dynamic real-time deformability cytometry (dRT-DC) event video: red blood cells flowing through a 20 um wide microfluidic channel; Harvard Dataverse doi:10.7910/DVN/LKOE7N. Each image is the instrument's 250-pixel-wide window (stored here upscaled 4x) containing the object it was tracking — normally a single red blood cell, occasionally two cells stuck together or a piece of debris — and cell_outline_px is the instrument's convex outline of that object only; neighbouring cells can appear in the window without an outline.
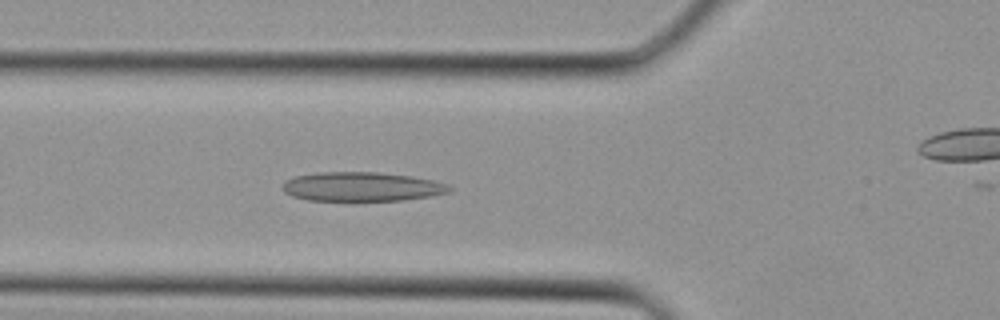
{"species": "Egyptian fruit bat (a non-hibernating species)", "species_latin": "Rousettus aegyptiacus", "temperature_condition": "cold", "stored_images_in_passage": 27, "camera_frame_rate_fps": 3000, "um_per_image_px": 0.085, "animal": {"sex": "female"}, "frame": {"image": 1, "passage_image": 8, "time_ms": 2.333, "image_size_px": [1000, 320], "cell_outline_px": [[452, 188], [448, 192], [428, 196], [404, 200], [308, 200], [292, 196], [284, 192], [284, 180], [296, 176], [316, 172], [376, 172], [412, 176], [432, 180], [448, 184]], "centroid_in_image_um": [30.73, 15.86], "position_along_channel_um": 95.1, "area_um2": 28.15}}
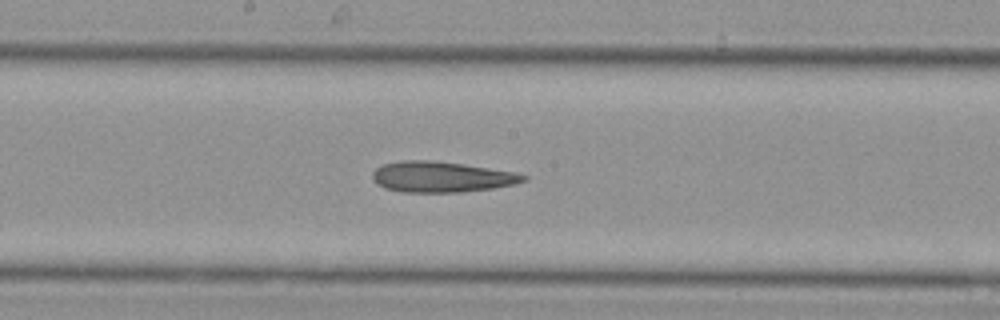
{"frame": {"image": 2, "passage_image": 14, "time_ms": 4.333, "image_size_px": [1000, 320], "cell_outline_px": [[528, 180], [512, 184], [492, 188], [460, 192], [400, 192], [384, 188], [376, 184], [372, 180], [372, 172], [376, 168], [384, 164], [404, 160], [432, 160], [464, 164], [516, 172], [528, 176]], "centroid_in_image_um": [37.5, 15.03], "position_along_channel_um": 210.7, "area_um2": 27.11}}
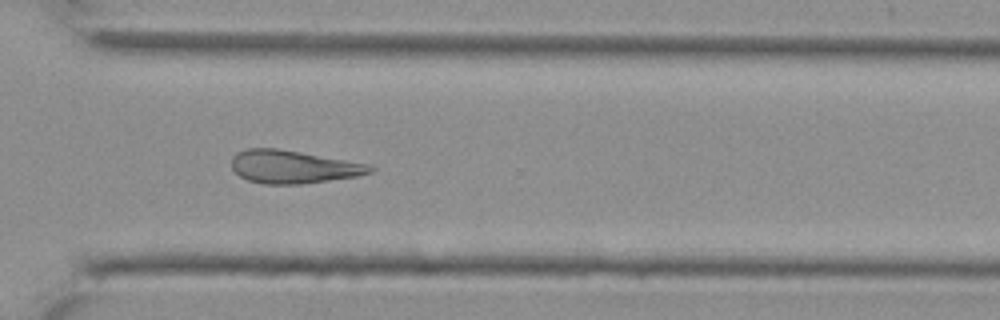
{"frame": {"image": 3, "passage_image": 21, "time_ms": 6.667, "image_size_px": [1000, 320], "cell_outline_px": [[376, 168], [372, 172], [356, 176], [300, 184], [264, 184], [248, 180], [240, 176], [232, 168], [232, 156], [236, 152], [244, 148], [276, 148], [372, 164]], "centroid_in_image_um": [24.92, 14.17], "position_along_channel_um": 345.7, "area_um2": 26.65}}